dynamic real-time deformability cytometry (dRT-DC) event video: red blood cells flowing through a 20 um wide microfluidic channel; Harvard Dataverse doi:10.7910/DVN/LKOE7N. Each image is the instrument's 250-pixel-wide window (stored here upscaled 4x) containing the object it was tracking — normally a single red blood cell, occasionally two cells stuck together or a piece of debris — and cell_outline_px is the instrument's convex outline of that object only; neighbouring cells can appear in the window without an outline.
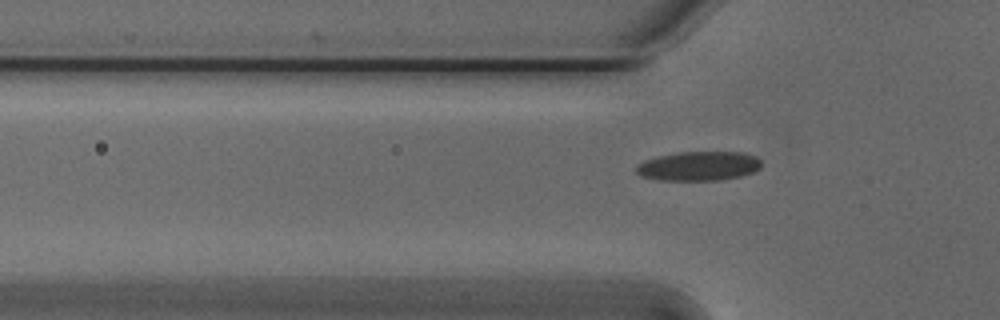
{"species": "Egyptian fruit bat (a non-hibernating species)", "species_latin": "Rousettus aegyptiacus", "temperature_condition": "cold", "stored_images_in_passage": 4, "camera_frame_rate_fps": 3000, "um_per_image_px": 0.085, "animal": {"sex": "male"}, "frame": {"image": 1, "passage_image": 4, "time_ms": 1.0, "image_size_px": [1000, 320], "cell_outline_px": [[760, 168], [752, 172], [740, 176], [720, 180], [656, 180], [640, 176], [636, 172], [636, 164], [644, 160], [676, 152], [744, 152], [756, 156], [760, 160]], "centroid_in_image_um": [59.36, 14.11], "position_along_channel_um": 66.4, "area_um2": 21.44}}